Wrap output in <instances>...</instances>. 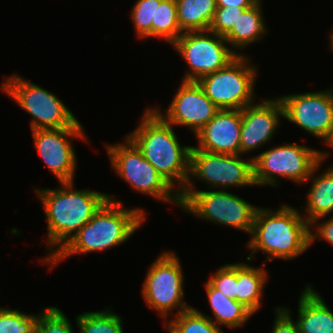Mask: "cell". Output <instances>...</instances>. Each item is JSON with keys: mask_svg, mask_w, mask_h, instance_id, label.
<instances>
[{"mask_svg": "<svg viewBox=\"0 0 333 333\" xmlns=\"http://www.w3.org/2000/svg\"><path fill=\"white\" fill-rule=\"evenodd\" d=\"M309 224L298 210L283 204L277 210L258 207L250 240L246 244L250 255L247 261L254 260L256 252L261 251L265 263L273 259L293 260L310 248Z\"/></svg>", "mask_w": 333, "mask_h": 333, "instance_id": "cell-3", "label": "cell"}, {"mask_svg": "<svg viewBox=\"0 0 333 333\" xmlns=\"http://www.w3.org/2000/svg\"><path fill=\"white\" fill-rule=\"evenodd\" d=\"M99 208L68 243L45 265L53 269L74 255H85L113 249L125 243L146 221L143 208L125 209L123 202L109 195Z\"/></svg>", "mask_w": 333, "mask_h": 333, "instance_id": "cell-2", "label": "cell"}, {"mask_svg": "<svg viewBox=\"0 0 333 333\" xmlns=\"http://www.w3.org/2000/svg\"><path fill=\"white\" fill-rule=\"evenodd\" d=\"M258 0H216L217 7H242L246 9L253 4H255Z\"/></svg>", "mask_w": 333, "mask_h": 333, "instance_id": "cell-34", "label": "cell"}, {"mask_svg": "<svg viewBox=\"0 0 333 333\" xmlns=\"http://www.w3.org/2000/svg\"><path fill=\"white\" fill-rule=\"evenodd\" d=\"M180 30L205 31L217 9L216 0H175Z\"/></svg>", "mask_w": 333, "mask_h": 333, "instance_id": "cell-23", "label": "cell"}, {"mask_svg": "<svg viewBox=\"0 0 333 333\" xmlns=\"http://www.w3.org/2000/svg\"><path fill=\"white\" fill-rule=\"evenodd\" d=\"M248 158L241 154L212 153L192 146L189 177L183 190H196L194 181L197 179L209 186L208 189L254 187L253 158Z\"/></svg>", "mask_w": 333, "mask_h": 333, "instance_id": "cell-10", "label": "cell"}, {"mask_svg": "<svg viewBox=\"0 0 333 333\" xmlns=\"http://www.w3.org/2000/svg\"><path fill=\"white\" fill-rule=\"evenodd\" d=\"M1 85V91L32 117L30 130L83 127L58 96L19 74L6 77Z\"/></svg>", "mask_w": 333, "mask_h": 333, "instance_id": "cell-5", "label": "cell"}, {"mask_svg": "<svg viewBox=\"0 0 333 333\" xmlns=\"http://www.w3.org/2000/svg\"><path fill=\"white\" fill-rule=\"evenodd\" d=\"M275 319L270 333H299L297 323L293 320L292 311L286 306L274 308Z\"/></svg>", "mask_w": 333, "mask_h": 333, "instance_id": "cell-32", "label": "cell"}, {"mask_svg": "<svg viewBox=\"0 0 333 333\" xmlns=\"http://www.w3.org/2000/svg\"><path fill=\"white\" fill-rule=\"evenodd\" d=\"M262 4V0H258L252 6L244 9L231 31L224 37L237 55H245L237 50L246 49L253 43L260 42L267 34L268 27L262 13Z\"/></svg>", "mask_w": 333, "mask_h": 333, "instance_id": "cell-20", "label": "cell"}, {"mask_svg": "<svg viewBox=\"0 0 333 333\" xmlns=\"http://www.w3.org/2000/svg\"><path fill=\"white\" fill-rule=\"evenodd\" d=\"M174 126L153 108H145L139 124L126 136L157 172L180 193L189 177L191 145H181Z\"/></svg>", "mask_w": 333, "mask_h": 333, "instance_id": "cell-4", "label": "cell"}, {"mask_svg": "<svg viewBox=\"0 0 333 333\" xmlns=\"http://www.w3.org/2000/svg\"><path fill=\"white\" fill-rule=\"evenodd\" d=\"M156 0H136L130 19L136 36L142 40L151 37V23H155Z\"/></svg>", "mask_w": 333, "mask_h": 333, "instance_id": "cell-29", "label": "cell"}, {"mask_svg": "<svg viewBox=\"0 0 333 333\" xmlns=\"http://www.w3.org/2000/svg\"><path fill=\"white\" fill-rule=\"evenodd\" d=\"M207 281L229 299L236 301L237 263L224 264L210 274Z\"/></svg>", "mask_w": 333, "mask_h": 333, "instance_id": "cell-30", "label": "cell"}, {"mask_svg": "<svg viewBox=\"0 0 333 333\" xmlns=\"http://www.w3.org/2000/svg\"><path fill=\"white\" fill-rule=\"evenodd\" d=\"M35 333H75L73 325L64 312L55 306L39 311Z\"/></svg>", "mask_w": 333, "mask_h": 333, "instance_id": "cell-28", "label": "cell"}, {"mask_svg": "<svg viewBox=\"0 0 333 333\" xmlns=\"http://www.w3.org/2000/svg\"><path fill=\"white\" fill-rule=\"evenodd\" d=\"M265 263L260 267H254L237 262V289L236 301L242 303L254 315L262 307L261 299L264 294L265 286L268 282V272Z\"/></svg>", "mask_w": 333, "mask_h": 333, "instance_id": "cell-21", "label": "cell"}, {"mask_svg": "<svg viewBox=\"0 0 333 333\" xmlns=\"http://www.w3.org/2000/svg\"><path fill=\"white\" fill-rule=\"evenodd\" d=\"M106 153L115 174L141 194L162 203H172L180 208L179 193L149 163L142 152L127 137L123 143L106 144Z\"/></svg>", "mask_w": 333, "mask_h": 333, "instance_id": "cell-9", "label": "cell"}, {"mask_svg": "<svg viewBox=\"0 0 333 333\" xmlns=\"http://www.w3.org/2000/svg\"><path fill=\"white\" fill-rule=\"evenodd\" d=\"M241 110L219 109L196 134V149L212 153L240 154Z\"/></svg>", "mask_w": 333, "mask_h": 333, "instance_id": "cell-17", "label": "cell"}, {"mask_svg": "<svg viewBox=\"0 0 333 333\" xmlns=\"http://www.w3.org/2000/svg\"><path fill=\"white\" fill-rule=\"evenodd\" d=\"M241 109L240 154L250 155L269 143L277 133L284 110L278 97L262 98Z\"/></svg>", "mask_w": 333, "mask_h": 333, "instance_id": "cell-16", "label": "cell"}, {"mask_svg": "<svg viewBox=\"0 0 333 333\" xmlns=\"http://www.w3.org/2000/svg\"><path fill=\"white\" fill-rule=\"evenodd\" d=\"M181 82L165 112L161 110V106L150 107L167 123L174 127H188L195 135L214 117L219 108L206 96L197 81Z\"/></svg>", "mask_w": 333, "mask_h": 333, "instance_id": "cell-15", "label": "cell"}, {"mask_svg": "<svg viewBox=\"0 0 333 333\" xmlns=\"http://www.w3.org/2000/svg\"><path fill=\"white\" fill-rule=\"evenodd\" d=\"M252 158L256 186L278 187L280 178L304 185L321 161V151L304 144L284 143L254 154Z\"/></svg>", "mask_w": 333, "mask_h": 333, "instance_id": "cell-6", "label": "cell"}, {"mask_svg": "<svg viewBox=\"0 0 333 333\" xmlns=\"http://www.w3.org/2000/svg\"><path fill=\"white\" fill-rule=\"evenodd\" d=\"M330 152L321 151V161L312 170L308 181H312L306 194V208L301 214L310 225L319 218L325 219L333 215V164L317 174L322 162L328 158ZM317 174V175H315ZM303 212V213H302Z\"/></svg>", "mask_w": 333, "mask_h": 333, "instance_id": "cell-18", "label": "cell"}, {"mask_svg": "<svg viewBox=\"0 0 333 333\" xmlns=\"http://www.w3.org/2000/svg\"><path fill=\"white\" fill-rule=\"evenodd\" d=\"M35 148L59 183L73 182L77 169V156L73 139L87 141L84 127L31 130Z\"/></svg>", "mask_w": 333, "mask_h": 333, "instance_id": "cell-14", "label": "cell"}, {"mask_svg": "<svg viewBox=\"0 0 333 333\" xmlns=\"http://www.w3.org/2000/svg\"><path fill=\"white\" fill-rule=\"evenodd\" d=\"M246 55H238L226 67L200 78L197 82L219 109L241 110L256 100L255 81L258 66ZM255 97V98H254Z\"/></svg>", "mask_w": 333, "mask_h": 333, "instance_id": "cell-11", "label": "cell"}, {"mask_svg": "<svg viewBox=\"0 0 333 333\" xmlns=\"http://www.w3.org/2000/svg\"><path fill=\"white\" fill-rule=\"evenodd\" d=\"M182 34L175 0H156L155 23H151V38H161L171 46Z\"/></svg>", "mask_w": 333, "mask_h": 333, "instance_id": "cell-24", "label": "cell"}, {"mask_svg": "<svg viewBox=\"0 0 333 333\" xmlns=\"http://www.w3.org/2000/svg\"><path fill=\"white\" fill-rule=\"evenodd\" d=\"M39 317L21 312L20 309L0 307V333H35Z\"/></svg>", "mask_w": 333, "mask_h": 333, "instance_id": "cell-27", "label": "cell"}, {"mask_svg": "<svg viewBox=\"0 0 333 333\" xmlns=\"http://www.w3.org/2000/svg\"><path fill=\"white\" fill-rule=\"evenodd\" d=\"M171 46L189 67L181 81H198L238 56L224 37L209 30L183 32Z\"/></svg>", "mask_w": 333, "mask_h": 333, "instance_id": "cell-12", "label": "cell"}, {"mask_svg": "<svg viewBox=\"0 0 333 333\" xmlns=\"http://www.w3.org/2000/svg\"><path fill=\"white\" fill-rule=\"evenodd\" d=\"M204 288L213 313V316H206L215 325L237 329L244 326L254 315L242 303L229 299L221 291L215 289L208 281L204 283Z\"/></svg>", "mask_w": 333, "mask_h": 333, "instance_id": "cell-22", "label": "cell"}, {"mask_svg": "<svg viewBox=\"0 0 333 333\" xmlns=\"http://www.w3.org/2000/svg\"><path fill=\"white\" fill-rule=\"evenodd\" d=\"M180 210L200 220L251 234L258 206L227 190H182Z\"/></svg>", "mask_w": 333, "mask_h": 333, "instance_id": "cell-7", "label": "cell"}, {"mask_svg": "<svg viewBox=\"0 0 333 333\" xmlns=\"http://www.w3.org/2000/svg\"><path fill=\"white\" fill-rule=\"evenodd\" d=\"M176 255L171 250L161 252L148 266L142 284L141 294L145 304L149 309L157 311L164 323L170 319V314L175 316L192 307L184 301L183 266ZM175 310L178 312L173 313Z\"/></svg>", "mask_w": 333, "mask_h": 333, "instance_id": "cell-8", "label": "cell"}, {"mask_svg": "<svg viewBox=\"0 0 333 333\" xmlns=\"http://www.w3.org/2000/svg\"><path fill=\"white\" fill-rule=\"evenodd\" d=\"M319 218L309 225L310 233V246L317 239L319 241H327L328 244L333 246V215L325 221ZM313 227V228H312ZM311 229H314L313 231Z\"/></svg>", "mask_w": 333, "mask_h": 333, "instance_id": "cell-33", "label": "cell"}, {"mask_svg": "<svg viewBox=\"0 0 333 333\" xmlns=\"http://www.w3.org/2000/svg\"><path fill=\"white\" fill-rule=\"evenodd\" d=\"M284 119L325 143L333 133V86L326 90L278 97Z\"/></svg>", "mask_w": 333, "mask_h": 333, "instance_id": "cell-13", "label": "cell"}, {"mask_svg": "<svg viewBox=\"0 0 333 333\" xmlns=\"http://www.w3.org/2000/svg\"><path fill=\"white\" fill-rule=\"evenodd\" d=\"M243 10L242 7H217L208 30L225 37L231 31Z\"/></svg>", "mask_w": 333, "mask_h": 333, "instance_id": "cell-31", "label": "cell"}, {"mask_svg": "<svg viewBox=\"0 0 333 333\" xmlns=\"http://www.w3.org/2000/svg\"><path fill=\"white\" fill-rule=\"evenodd\" d=\"M330 33L331 34H329V38H328V41L330 42L329 44V49H331L332 50V52H333V29H332V31L330 30Z\"/></svg>", "mask_w": 333, "mask_h": 333, "instance_id": "cell-35", "label": "cell"}, {"mask_svg": "<svg viewBox=\"0 0 333 333\" xmlns=\"http://www.w3.org/2000/svg\"><path fill=\"white\" fill-rule=\"evenodd\" d=\"M75 182H62L57 188H34L47 224L46 256L49 262L108 200L107 193L89 189L75 190Z\"/></svg>", "mask_w": 333, "mask_h": 333, "instance_id": "cell-1", "label": "cell"}, {"mask_svg": "<svg viewBox=\"0 0 333 333\" xmlns=\"http://www.w3.org/2000/svg\"><path fill=\"white\" fill-rule=\"evenodd\" d=\"M328 147H330L331 149H333V133L331 138L325 143Z\"/></svg>", "mask_w": 333, "mask_h": 333, "instance_id": "cell-36", "label": "cell"}, {"mask_svg": "<svg viewBox=\"0 0 333 333\" xmlns=\"http://www.w3.org/2000/svg\"><path fill=\"white\" fill-rule=\"evenodd\" d=\"M166 333H223L204 313L191 307L164 323Z\"/></svg>", "mask_w": 333, "mask_h": 333, "instance_id": "cell-26", "label": "cell"}, {"mask_svg": "<svg viewBox=\"0 0 333 333\" xmlns=\"http://www.w3.org/2000/svg\"><path fill=\"white\" fill-rule=\"evenodd\" d=\"M109 308L83 312L75 318L79 333H124L122 317Z\"/></svg>", "mask_w": 333, "mask_h": 333, "instance_id": "cell-25", "label": "cell"}, {"mask_svg": "<svg viewBox=\"0 0 333 333\" xmlns=\"http://www.w3.org/2000/svg\"><path fill=\"white\" fill-rule=\"evenodd\" d=\"M297 326L299 333H333V312L311 284L299 295Z\"/></svg>", "mask_w": 333, "mask_h": 333, "instance_id": "cell-19", "label": "cell"}]
</instances>
